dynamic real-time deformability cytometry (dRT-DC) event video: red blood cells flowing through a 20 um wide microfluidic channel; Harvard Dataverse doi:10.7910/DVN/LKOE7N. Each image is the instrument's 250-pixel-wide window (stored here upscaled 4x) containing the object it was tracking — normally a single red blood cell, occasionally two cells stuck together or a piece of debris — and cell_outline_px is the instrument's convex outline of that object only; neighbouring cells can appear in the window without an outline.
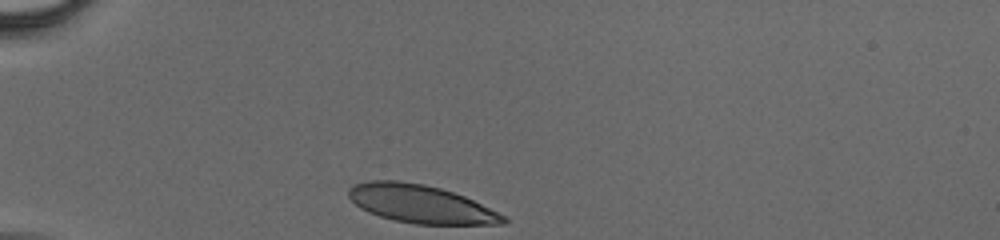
{"species": "human", "species_latin": "Homo sapiens", "temperature_condition": "cold", "stored_images_in_passage": 32, "camera_frame_rate_fps": 3000, "um_per_image_px": 0.085, "donor": {"sex": "male"}, "frame": {"image": 1, "passage_image": 1, "time_ms": 0.0, "image_size_px": [1000, 240], "cell_outline_px": [[508, 220], [504, 224], [416, 224], [396, 220], [380, 216], [368, 212], [360, 208], [348, 196], [348, 188], [352, 184], [368, 180], [396, 180], [424, 184], [440, 188], [464, 196], [504, 216]], "centroid_in_image_um": [35.7, 17.32], "position_along_channel_um": 49.3, "area_um2": 34.04}}
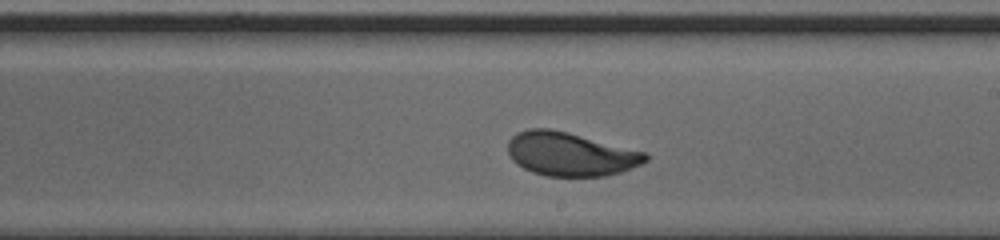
{"frame": {"image": 2, "passage_image": 19, "time_ms": 6.0, "image_size_px": [1000, 240], "cell_outline_px": [[648, 160], [640, 164], [620, 172], [604, 176], [548, 176], [532, 172], [516, 164], [512, 160], [508, 152], [508, 140], [516, 132], [528, 128], [552, 128], [648, 152]], "centroid_in_image_um": [48.47, 13.08], "position_along_channel_um": 240.5, "area_um2": 35.26}}
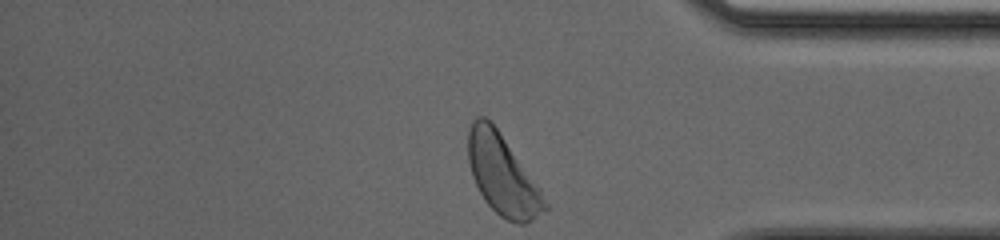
{"frame": {"image": 3, "passage_image": 32, "time_ms": 10.333, "image_size_px": [1000, 240], "cell_outline_px": [[548, 208], [532, 220], [524, 224], [516, 224], [500, 216], [484, 200], [472, 176], [468, 160], [468, 128], [472, 120], [476, 116], [484, 116], [496, 128], [540, 188], [548, 204]], "centroid_in_image_um": [42.69, 14.87], "position_along_channel_um": 392.5, "area_um2": 35.32}}